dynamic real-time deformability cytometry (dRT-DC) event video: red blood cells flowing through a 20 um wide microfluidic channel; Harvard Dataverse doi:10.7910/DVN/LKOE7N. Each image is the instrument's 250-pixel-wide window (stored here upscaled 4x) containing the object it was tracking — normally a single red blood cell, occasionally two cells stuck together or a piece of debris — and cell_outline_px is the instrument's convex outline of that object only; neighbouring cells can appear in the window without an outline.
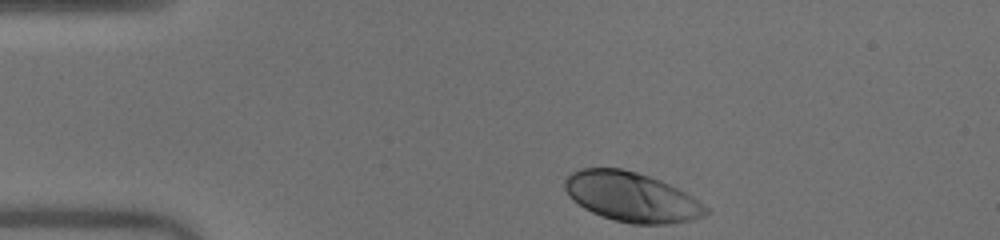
{"species": "human", "species_latin": "Homo sapiens", "temperature_condition": "warm", "stored_images_in_passage": 36, "camera_frame_rate_fps": 3000, "um_per_image_px": 0.085, "donor": {"sex": "male"}, "frame": {"image": 1, "passage_image": 1, "time_ms": 0.0, "image_size_px": [1000, 240], "cell_outline_px": [[712, 212], [704, 216], [692, 220], [668, 224], [632, 224], [616, 220], [592, 212], [584, 208], [572, 200], [568, 196], [564, 188], [564, 180], [572, 172], [580, 168], [620, 168], [636, 172], [660, 180], [684, 192], [708, 208]], "centroid_in_image_um": [53.66, 16.74], "position_along_channel_um": 31.3, "area_um2": 40.52}}
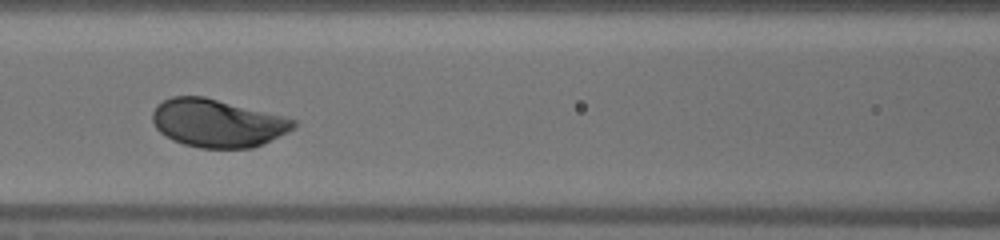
{"frame": {"image": 2, "passage_image": 14, "time_ms": 4.333, "image_size_px": [1000, 240], "cell_outline_px": [[296, 124], [288, 132], [252, 148], [200, 148], [184, 144], [172, 140], [160, 132], [156, 128], [152, 120], [152, 112], [156, 104], [172, 96], [204, 96], [284, 116], [296, 120]], "centroid_in_image_um": [18.44, 10.46], "position_along_channel_um": 148.2, "area_um2": 39.36}}
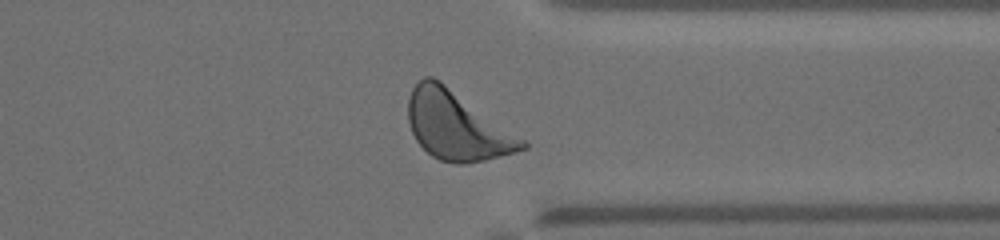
{"frame": {"image": 3, "passage_image": 31, "time_ms": 10.0, "image_size_px": [1000, 240], "cell_outline_px": [[528, 148], [516, 152], [484, 160], [464, 164], [456, 164], [440, 160], [432, 156], [416, 140], [412, 132], [408, 120], [408, 100], [412, 88], [424, 76], [432, 76], [440, 80], [524, 140], [528, 144]], "centroid_in_image_um": [38.8, 10.69], "position_along_channel_um": 372.6, "area_um2": 44.91}, "authors_computed_cell_mechanics": {"area_um2": 39.6508, "velocity_mm_per_s": 3.9998, "shape_relaxation_time_tau1_ms": 1.4017, "shape_relaxation_time_tau2_ms": null, "deformation_change_tau1": 0.1141, "deformation_change_tau2": null}}